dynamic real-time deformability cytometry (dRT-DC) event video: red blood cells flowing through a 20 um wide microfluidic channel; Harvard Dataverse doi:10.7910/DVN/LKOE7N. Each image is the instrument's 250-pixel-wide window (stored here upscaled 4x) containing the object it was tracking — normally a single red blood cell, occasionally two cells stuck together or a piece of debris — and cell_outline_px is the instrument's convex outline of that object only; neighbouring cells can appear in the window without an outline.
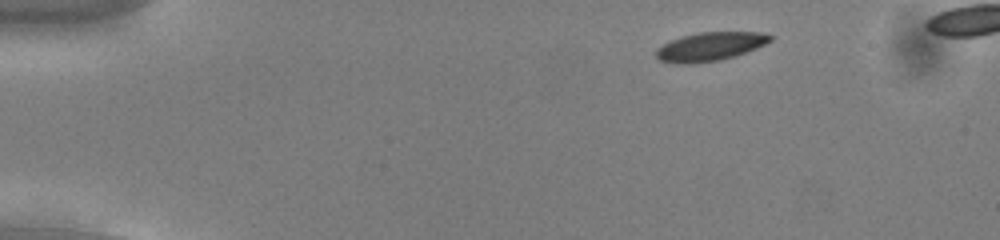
{"species": "common noctule bat (a hibernating species)", "species_latin": "Nyctalus noctula", "temperature_condition": "cold", "stored_images_in_passage": 48, "camera_frame_rate_fps": 3000, "um_per_image_px": 0.085, "animal": {"sex": "male", "body_mass_g": 13.0, "forearm_length_mm": 53.1}, "frame": {"image": 1, "passage_image": 4, "time_ms": 1.0, "image_size_px": [1000, 240], "cell_outline_px": [[776, 36], [772, 40], [756, 48], [736, 56], [720, 60], [688, 64], [680, 64], [660, 60], [656, 56], [656, 48], [672, 40], [684, 36], [700, 32], [760, 32]], "centroid_in_image_um": [60.39, 3.95], "position_along_channel_um": 24.6, "area_um2": 18.96}}
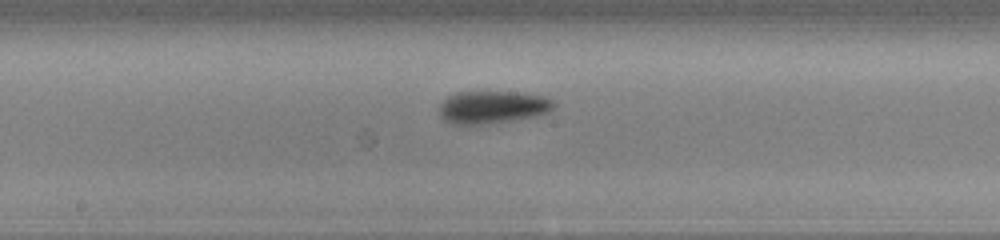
{"frame": {"image": 2, "passage_image": 25, "time_ms": 8.0, "image_size_px": [1000, 240], "cell_outline_px": [[556, 104], [548, 112], [536, 116], [488, 124], [452, 124], [444, 120], [440, 116], [440, 104], [448, 96], [456, 92], [516, 92], [544, 96], [552, 100]], "centroid_in_image_um": [41.86, 9.11], "position_along_channel_um": 206.3, "area_um2": 21.73}}
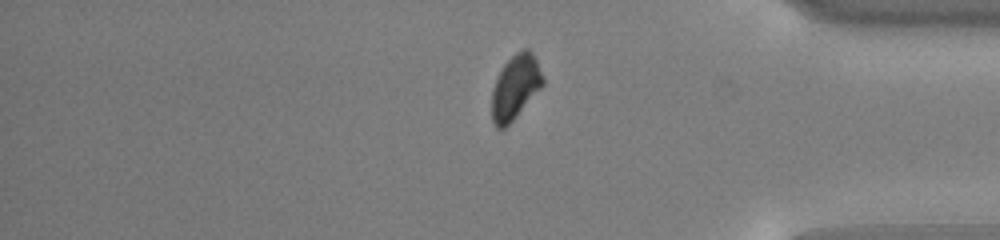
{"frame": {"image": 3, "passage_image": 41, "time_ms": 13.333, "image_size_px": [1000, 240], "cell_outline_px": [[544, 84], [512, 120], [504, 128], [496, 128], [492, 120], [492, 88], [504, 64], [516, 52], [524, 48], [528, 48], [532, 52], [536, 60], [544, 80]], "centroid_in_image_um": [43.79, 7.38], "position_along_channel_um": 391.4, "area_um2": 18.73}}